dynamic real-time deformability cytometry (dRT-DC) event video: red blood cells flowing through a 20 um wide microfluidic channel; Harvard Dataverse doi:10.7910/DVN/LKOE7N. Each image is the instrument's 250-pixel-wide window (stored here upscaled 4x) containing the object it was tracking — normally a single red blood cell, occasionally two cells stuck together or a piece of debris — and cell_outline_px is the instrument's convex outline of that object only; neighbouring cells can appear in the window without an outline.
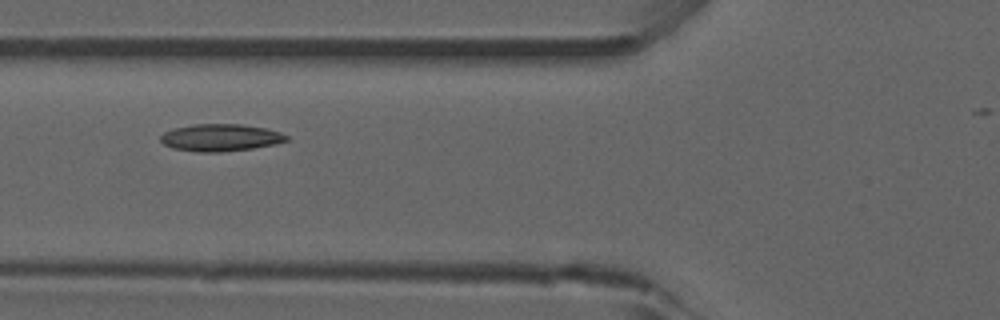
{"species": "common noctule bat (a hibernating species)", "species_latin": "Nyctalus noctula", "temperature_condition": "room temperature", "stored_images_in_passage": 39, "camera_frame_rate_fps": 3000, "um_per_image_px": 0.085, "animal": {"sex": "male", "forearm_length_mm": 52.5}, "frame": {"image": 1, "passage_image": 12, "time_ms": 3.667, "image_size_px": [1000, 320], "cell_outline_px": [[288, 140], [276, 144], [252, 148], [220, 152], [196, 152], [172, 148], [164, 144], [160, 140], [160, 136], [164, 132], [172, 128], [196, 124], [240, 124], [264, 128], [280, 132], [288, 136]], "centroid_in_image_um": [18.72, 11.7], "position_along_channel_um": 107.1, "area_um2": 19.94}, "authors_computed_cell_mechanics": {"area_um2": 19.1896, "velocity_mm_per_s": 3.8715, "shape_relaxation_time_tau1_ms": 7.391, "shape_relaxation_time_tau2_ms": 4.65, "deformation_change_tau1": 0.1152, "deformation_change_tau2": 0.0755}}